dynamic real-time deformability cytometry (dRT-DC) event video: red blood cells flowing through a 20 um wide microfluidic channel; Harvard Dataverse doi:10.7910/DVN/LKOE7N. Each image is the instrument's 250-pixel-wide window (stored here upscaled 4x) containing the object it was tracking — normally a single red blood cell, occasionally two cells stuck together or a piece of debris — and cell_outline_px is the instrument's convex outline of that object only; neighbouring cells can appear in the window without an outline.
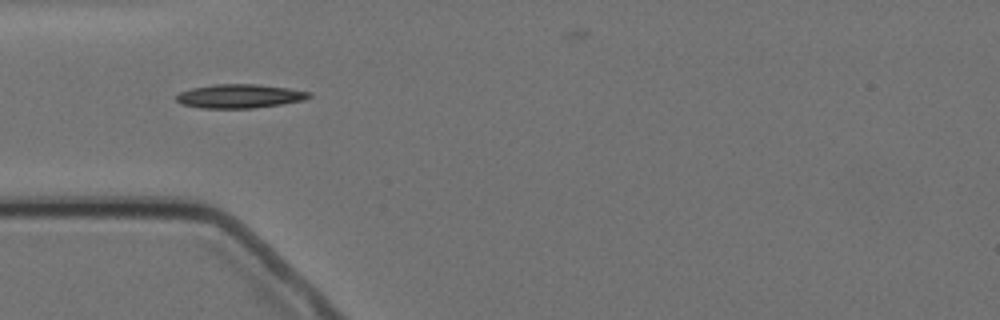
{"species": "Egyptian fruit bat (a non-hibernating species)", "species_latin": "Rousettus aegyptiacus", "temperature_condition": "cold", "stored_images_in_passage": 2, "camera_frame_rate_fps": 3000, "um_per_image_px": 0.085, "animal": {"sex": "female"}, "frame": {"image": 1, "passage_image": 1, "time_ms": 0.0, "image_size_px": [1000, 320], "cell_outline_px": [[312, 96], [304, 100], [280, 104], [252, 108], [200, 108], [180, 104], [176, 100], [176, 96], [180, 92], [192, 88], [212, 84], [256, 84], [288, 88], [312, 92]], "centroid_in_image_um": [20.36, 8.17], "position_along_channel_um": 64.6, "area_um2": 18.5}}
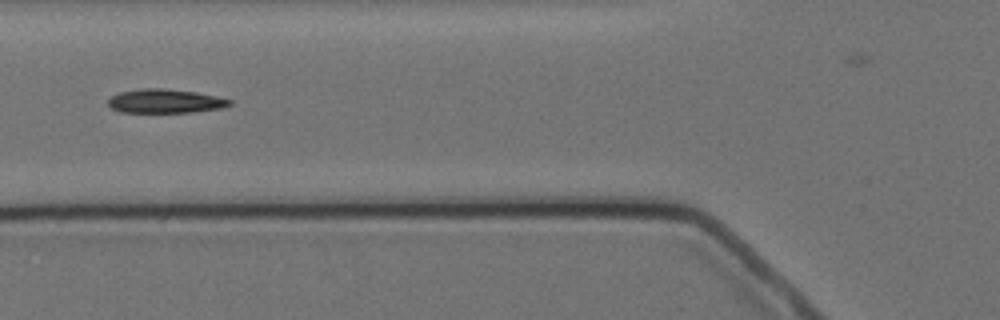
{"frame": {"image": 2, "passage_image": 2, "time_ms": 1.333, "image_size_px": [1000, 320], "cell_outline_px": [[232, 104], [224, 108], [192, 112], [120, 112], [112, 108], [108, 104], [108, 100], [116, 92], [140, 88], [160, 88], [196, 92], [216, 96], [232, 100]], "centroid_in_image_um": [14.04, 8.59], "position_along_channel_um": 111.8, "area_um2": 17.05}}